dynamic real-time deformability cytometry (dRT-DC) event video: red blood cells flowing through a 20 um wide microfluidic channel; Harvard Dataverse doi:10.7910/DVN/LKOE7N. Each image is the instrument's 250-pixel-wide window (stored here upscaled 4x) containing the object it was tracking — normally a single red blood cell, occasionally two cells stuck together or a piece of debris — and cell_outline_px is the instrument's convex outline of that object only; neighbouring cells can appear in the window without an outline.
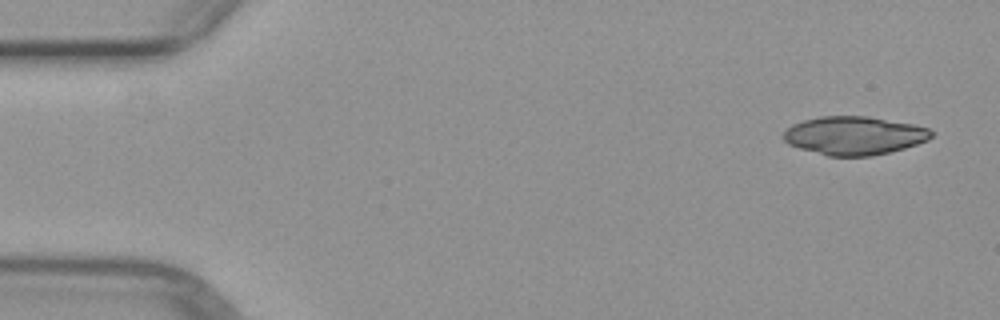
{"species": "common noctule bat (a hibernating species)", "species_latin": "Nyctalus noctula", "temperature_condition": "warm", "stored_images_in_passage": 4, "camera_frame_rate_fps": 3000, "um_per_image_px": 0.085, "animal": {"sex": "female", "body_mass_g": 29.2, "forearm_length_mm": 56.3}, "frame": {"image": 1, "passage_image": 1, "time_ms": 0.0, "image_size_px": [1000, 320], "cell_outline_px": [[932, 136], [928, 140], [904, 148], [872, 156], [828, 156], [800, 148], [788, 144], [780, 136], [792, 124], [804, 120], [820, 116], [868, 116], [912, 124], [928, 128], [932, 132]], "centroid_in_image_um": [72.58, 11.52], "position_along_channel_um": 12.4, "area_um2": 33.0}}